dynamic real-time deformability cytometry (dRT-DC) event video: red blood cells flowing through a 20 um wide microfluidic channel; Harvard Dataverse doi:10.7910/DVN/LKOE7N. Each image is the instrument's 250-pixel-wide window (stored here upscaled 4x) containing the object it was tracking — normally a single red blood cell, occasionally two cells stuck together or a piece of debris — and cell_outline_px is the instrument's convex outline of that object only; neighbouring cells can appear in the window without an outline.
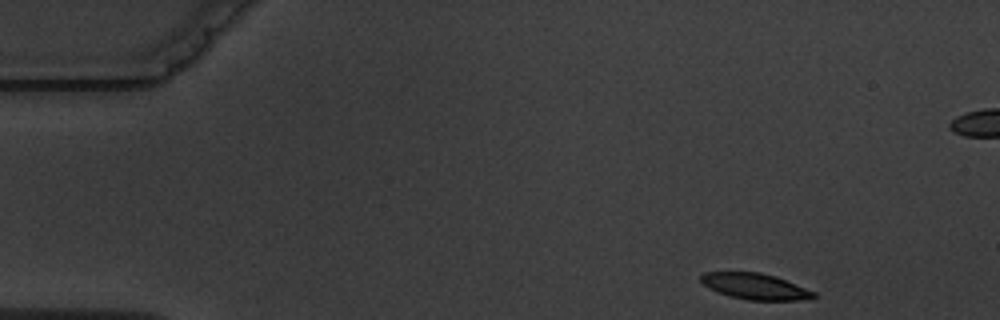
{"species": "common noctule bat (a hibernating species)", "species_latin": "Nyctalus noctula", "temperature_condition": "warm", "stored_images_in_passage": 9, "camera_frame_rate_fps": 3000, "um_per_image_px": 0.085, "animal": {"sex": "male", "body_mass_g": 19.5, "forearm_length_mm": 54.6}, "frame": {"image": 1, "passage_image": 1, "time_ms": 0.0, "image_size_px": [1000, 320], "cell_outline_px": [[816, 296], [800, 300], [748, 300], [728, 296], [708, 288], [700, 280], [700, 276], [704, 272], [760, 272], [776, 276], [816, 292]], "centroid_in_image_um": [64.16, 24.34], "position_along_channel_um": 20.8, "area_um2": 17.11}}